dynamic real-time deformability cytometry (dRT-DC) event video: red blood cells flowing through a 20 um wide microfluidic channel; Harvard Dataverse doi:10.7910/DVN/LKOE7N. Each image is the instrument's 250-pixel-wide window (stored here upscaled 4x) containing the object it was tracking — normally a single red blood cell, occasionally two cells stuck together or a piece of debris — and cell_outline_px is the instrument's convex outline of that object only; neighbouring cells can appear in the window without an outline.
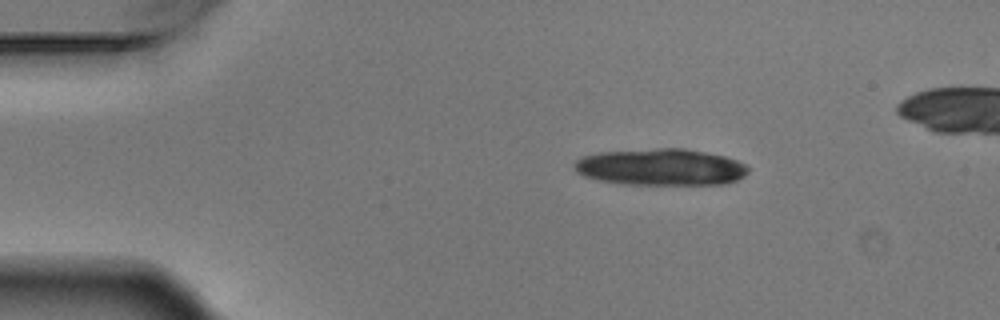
{"species": "Egyptian fruit bat (a non-hibernating species)", "species_latin": "Rousettus aegyptiacus", "temperature_condition": "warm", "stored_images_in_passage": 4, "camera_frame_rate_fps": 3000, "um_per_image_px": 0.085, "animal": {"sex": "male"}, "frame": {"image": 1, "passage_image": 1, "time_ms": 0.0, "image_size_px": [1000, 320], "cell_outline_px": [[748, 172], [744, 176], [736, 180], [724, 184], [620, 184], [600, 180], [584, 176], [576, 172], [572, 164], [580, 156], [596, 152], [656, 148], [684, 148], [724, 156], [736, 160], [744, 164], [748, 168]], "centroid_in_image_um": [56.1, 14.19], "position_along_channel_um": 28.9, "area_um2": 37.34}}